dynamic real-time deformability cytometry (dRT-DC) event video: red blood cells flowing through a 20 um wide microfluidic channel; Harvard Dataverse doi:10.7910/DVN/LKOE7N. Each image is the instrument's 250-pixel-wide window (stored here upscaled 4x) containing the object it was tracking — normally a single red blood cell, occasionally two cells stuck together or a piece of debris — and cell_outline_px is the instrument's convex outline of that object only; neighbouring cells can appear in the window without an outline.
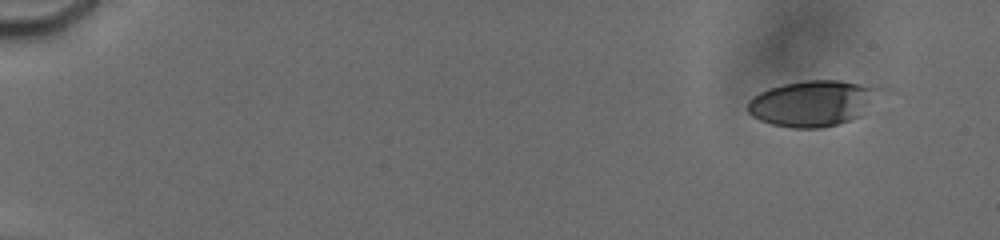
{"species": "human", "species_latin": "Homo sapiens", "temperature_condition": "cold", "stored_images_in_passage": 8, "camera_frame_rate_fps": 3000, "um_per_image_px": 0.085, "donor": {"sex": "male"}, "frame": {"image": 1, "passage_image": 2, "time_ms": 1.333, "image_size_px": [1000, 240], "cell_outline_px": [[896, 92], [860, 116], [836, 124], [820, 128], [792, 128], [772, 124], [760, 120], [752, 116], [748, 112], [748, 100], [752, 96], [768, 88], [784, 84], [804, 80], [840, 80], [892, 88]], "centroid_in_image_um": [69.33, 8.74], "position_along_channel_um": 15.7, "area_um2": 36.99}}
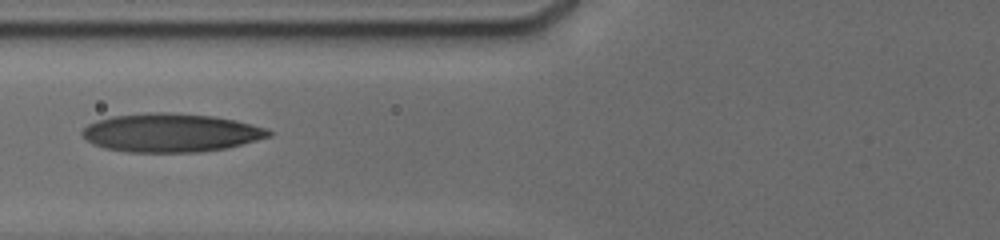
{"frame": {"image": 2, "passage_image": 8, "time_ms": 8.0, "image_size_px": [1000, 240], "cell_outline_px": [[272, 136], [228, 148], [200, 152], [128, 152], [104, 148], [92, 144], [80, 132], [88, 124], [96, 120], [112, 116], [148, 112], [164, 112], [212, 116], [236, 120], [268, 128], [272, 132]], "centroid_in_image_um": [14.53, 11.28], "position_along_channel_um": 111.3, "area_um2": 42.08}}